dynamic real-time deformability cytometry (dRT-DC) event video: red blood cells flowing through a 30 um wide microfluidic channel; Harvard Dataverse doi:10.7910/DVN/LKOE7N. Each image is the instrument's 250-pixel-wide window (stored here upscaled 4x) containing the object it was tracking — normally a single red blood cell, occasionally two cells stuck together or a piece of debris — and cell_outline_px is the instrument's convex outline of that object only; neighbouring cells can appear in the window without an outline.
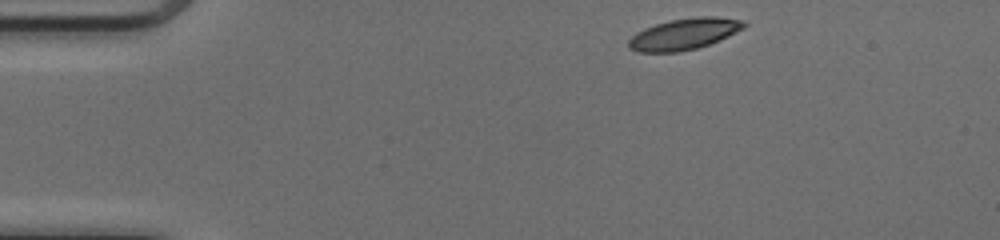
{"species": "common noctule bat (a hibernating species)", "species_latin": "Nyctalus noctula", "temperature_condition": "cold", "stored_images_in_passage": 43, "camera_frame_rate_fps": 3000, "um_per_image_px": 0.085, "animal": {"sex": "female", "body_mass_g": 17.0, "forearm_length_mm": 48.0}, "frame": {"image": 1, "passage_image": 1, "time_ms": 0.0, "image_size_px": [1000, 240], "cell_outline_px": [[748, 24], [744, 28], [720, 40], [696, 48], [676, 52], [640, 52], [628, 48], [628, 40], [636, 32], [644, 28], [656, 24], [672, 20], [700, 16], [716, 16], [744, 20]], "centroid_in_image_um": [58.16, 2.88], "position_along_channel_um": 26.8, "area_um2": 20.98}}
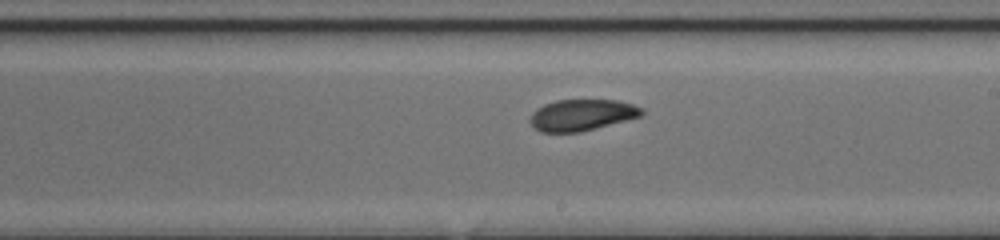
{"frame": {"image": 2, "passage_image": 22, "time_ms": 7.0, "image_size_px": [1000, 240], "cell_outline_px": [[644, 112], [640, 116], [580, 132], [540, 132], [532, 124], [532, 112], [536, 108], [544, 104], [556, 100], [616, 100], [632, 104], [644, 108]], "centroid_in_image_um": [49.46, 9.76], "position_along_channel_um": 239.5, "area_um2": 20.11}}
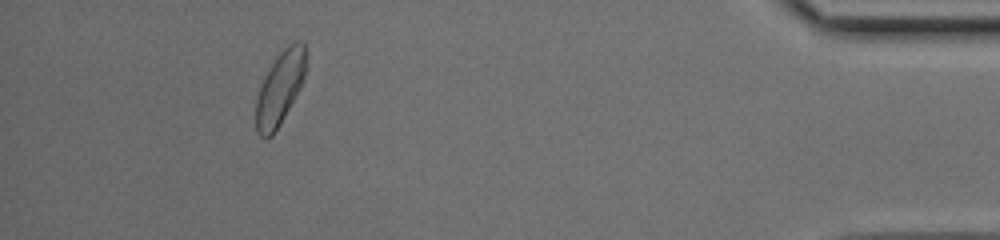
{"frame": {"image": 3, "passage_image": 39, "time_ms": 12.667, "image_size_px": [1000, 240], "cell_outline_px": [[304, 76], [300, 88], [272, 136], [260, 136], [256, 132], [256, 100], [264, 76], [280, 52], [288, 44], [296, 40], [300, 40], [304, 44]], "centroid_in_image_um": [23.77, 7.48], "position_along_channel_um": 411.4, "area_um2": 20.63}, "authors_computed_cell_mechanics": {"area_um2": 20.9814, "velocity_mm_per_s": 4.0906, "shape_relaxation_time_tau1_ms": 6.183, "shape_relaxation_time_tau2_ms": 1.909, "deformation_change_tau1": 0.159, "deformation_change_tau2": 0.0679}}